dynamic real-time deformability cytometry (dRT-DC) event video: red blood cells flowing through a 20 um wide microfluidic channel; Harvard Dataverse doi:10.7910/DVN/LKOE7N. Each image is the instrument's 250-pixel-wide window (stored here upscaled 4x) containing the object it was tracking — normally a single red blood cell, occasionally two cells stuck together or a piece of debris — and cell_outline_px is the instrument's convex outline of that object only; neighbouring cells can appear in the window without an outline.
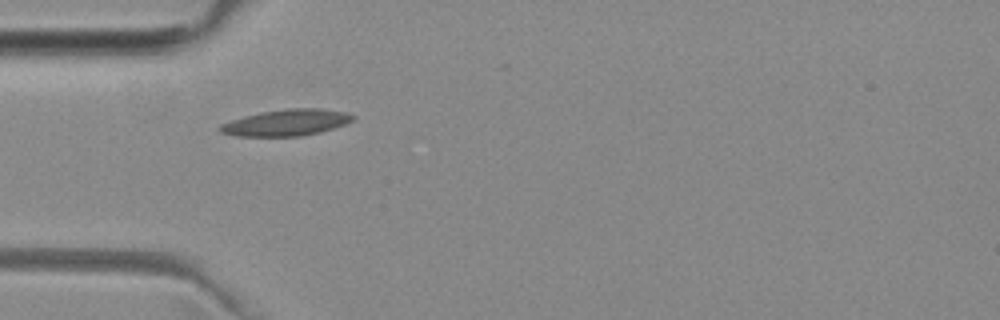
{"species": "common noctule bat (a hibernating species)", "species_latin": "Nyctalus noctula", "temperature_condition": "room temperature", "stored_images_in_passage": 38, "camera_frame_rate_fps": 3000, "um_per_image_px": 0.085, "animal": {"sex": "female", "body_mass_g": 29.2, "forearm_length_mm": 56.3}, "frame": {"image": 1, "passage_image": 1, "time_ms": 0.0, "image_size_px": [1000, 320], "cell_outline_px": [[356, 116], [352, 120], [344, 124], [320, 132], [300, 136], [236, 136], [220, 132], [216, 128], [220, 124], [244, 116], [260, 112], [288, 108], [320, 108], [344, 112]], "centroid_in_image_um": [24.29, 10.42], "position_along_channel_um": 60.7, "area_um2": 20.35}}
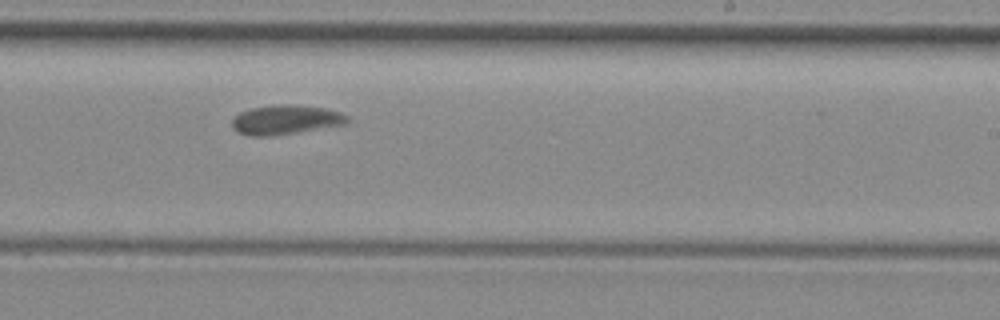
{"frame": {"image": 2, "passage_image": 17, "time_ms": 5.333, "image_size_px": [1000, 320], "cell_outline_px": [[348, 120], [344, 124], [296, 132], [268, 136], [248, 136], [236, 132], [232, 128], [232, 120], [240, 112], [252, 108], [272, 104], [284, 104], [324, 108], [340, 112], [348, 116]], "centroid_in_image_um": [24.21, 10.18], "position_along_channel_um": 264.8, "area_um2": 19.54}}
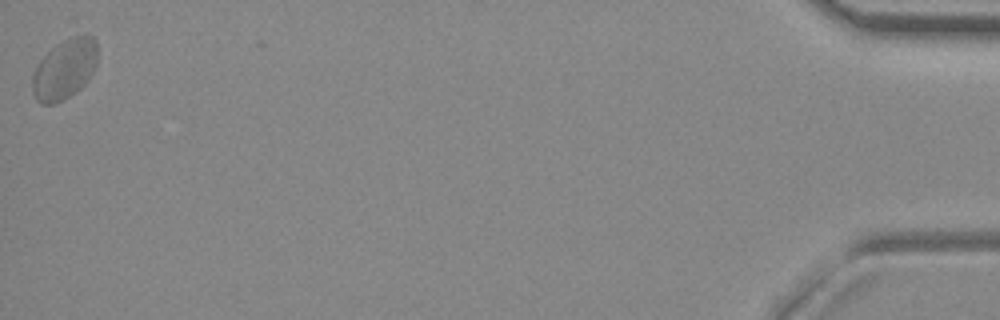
{"frame": {"image": 3, "passage_image": 38, "time_ms": 12.333, "image_size_px": [1000, 320], "cell_outline_px": [[96, 64], [88, 80], [76, 92], [64, 100], [56, 104], [40, 104], [36, 100], [32, 92], [32, 76], [40, 60], [56, 44], [64, 40], [76, 36], [92, 36], [96, 40]], "centroid_in_image_um": [5.46, 5.93], "position_along_channel_um": 429.7, "area_um2": 22.66}, "authors_computed_cell_mechanics": {"area_um2": 19.5364, "velocity_mm_per_s": 3.8818, "shape_relaxation_time_tau1_ms": null, "shape_relaxation_time_tau2_ms": 3.7857, "deformation_change_tau1": null, "deformation_change_tau2": 0.0391}}